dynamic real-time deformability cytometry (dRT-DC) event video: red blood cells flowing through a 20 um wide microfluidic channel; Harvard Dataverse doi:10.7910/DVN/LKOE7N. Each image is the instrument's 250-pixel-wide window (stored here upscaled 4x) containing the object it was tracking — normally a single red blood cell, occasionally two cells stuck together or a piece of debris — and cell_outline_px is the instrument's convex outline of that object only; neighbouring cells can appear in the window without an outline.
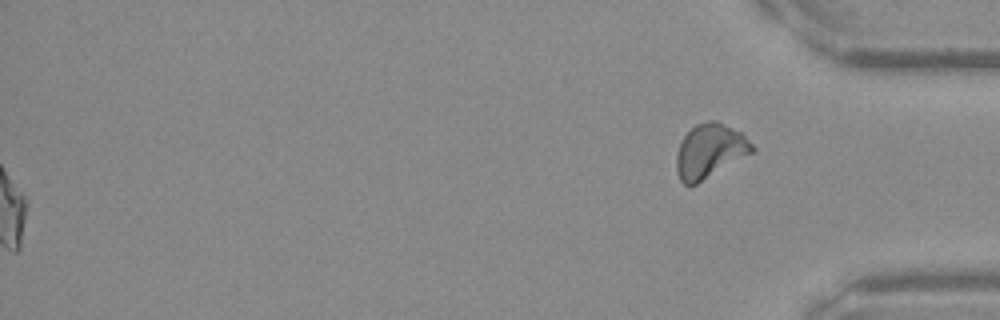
{"species": "Egyptian fruit bat (a non-hibernating species)", "species_latin": "Rousettus aegyptiacus", "temperature_condition": "warm", "stored_images_in_passage": 53, "segment_of_instrument_passage": [2, 2], "camera_frame_rate_fps": 3000, "um_per_image_px": 0.085, "frame": {"image": 1, "passage_image": 53, "time_ms": 17.333, "image_size_px": [1000, 320], "cell_outline_px": [[756, 148], [752, 152], [696, 184], [684, 184], [680, 180], [676, 172], [676, 156], [680, 144], [684, 136], [696, 124], [708, 120], [716, 120], [740, 132]], "centroid_in_image_um": [60.31, 12.82], "position_along_channel_um": 374.9, "area_um2": 23.41}}